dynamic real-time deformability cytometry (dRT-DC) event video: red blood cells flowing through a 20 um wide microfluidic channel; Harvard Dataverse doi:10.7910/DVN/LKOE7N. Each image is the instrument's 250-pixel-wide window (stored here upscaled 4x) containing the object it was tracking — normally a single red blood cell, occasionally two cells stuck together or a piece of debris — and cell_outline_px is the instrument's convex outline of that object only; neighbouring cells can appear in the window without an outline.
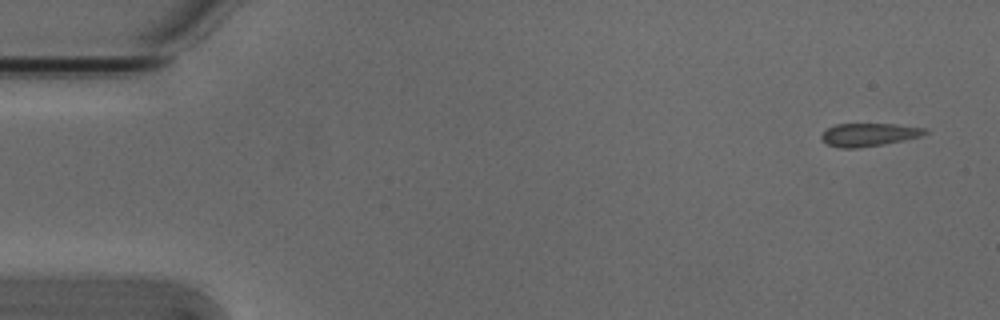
{"species": "Egyptian fruit bat (a non-hibernating species)", "species_latin": "Rousettus aegyptiacus", "temperature_condition": "cold", "stored_images_in_passage": 4, "camera_frame_rate_fps": 3000, "um_per_image_px": 0.085, "animal": {"sex": "male"}, "frame": {"image": 1, "passage_image": 1, "time_ms": 0.0, "image_size_px": [1000, 320], "cell_outline_px": [[928, 132], [920, 136], [904, 140], [884, 144], [856, 148], [840, 148], [828, 144], [820, 136], [828, 128], [836, 124], [892, 124], [924, 128]], "centroid_in_image_um": [73.84, 11.45], "position_along_channel_um": 11.2, "area_um2": 13.64}}
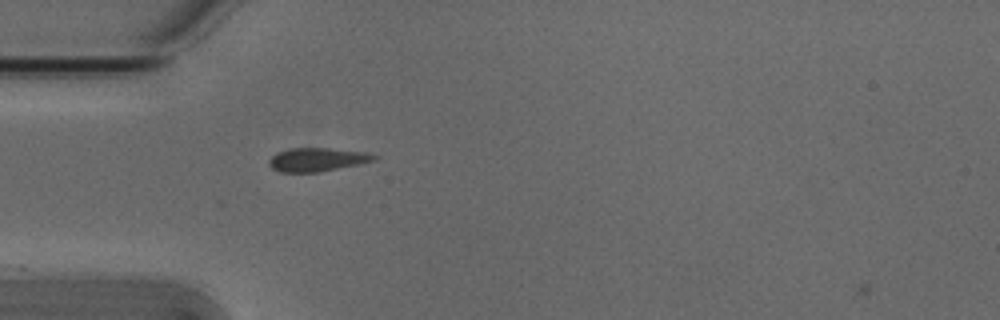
{"frame": {"image": 2, "passage_image": 4, "time_ms": 1.0, "image_size_px": [1000, 320], "cell_outline_px": [[380, 156], [376, 160], [320, 172], [280, 172], [272, 168], [268, 164], [268, 160], [276, 152], [288, 148], [328, 148], [368, 152]], "centroid_in_image_um": [26.96, 13.55], "position_along_channel_um": 58.0, "area_um2": 14.57}}